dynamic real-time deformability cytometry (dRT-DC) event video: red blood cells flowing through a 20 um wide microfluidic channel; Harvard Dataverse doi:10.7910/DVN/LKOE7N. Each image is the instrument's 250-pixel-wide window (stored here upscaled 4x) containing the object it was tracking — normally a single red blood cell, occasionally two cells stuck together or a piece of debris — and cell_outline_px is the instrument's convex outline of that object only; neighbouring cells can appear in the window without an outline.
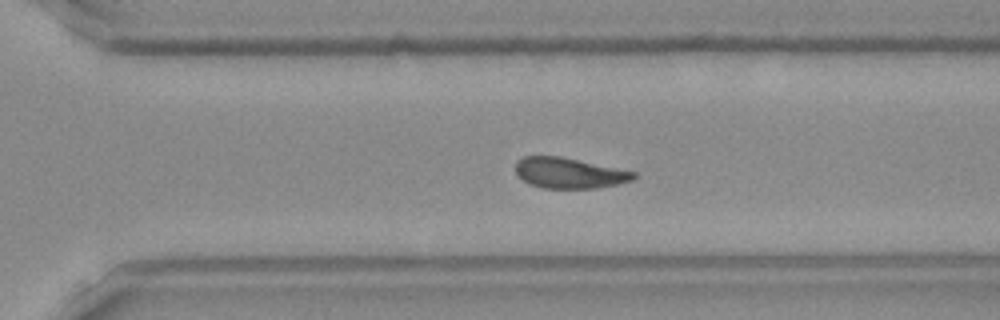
{"species": "Egyptian fruit bat (a non-hibernating species)", "species_latin": "Rousettus aegyptiacus", "temperature_condition": "room temperature", "stored_images_in_passage": 30, "camera_frame_rate_fps": 3000, "um_per_image_px": 0.085, "frame": {"image": 1, "passage_image": 22, "time_ms": 7.0, "image_size_px": [1000, 320], "cell_outline_px": [[636, 176], [632, 180], [616, 184], [596, 188], [544, 188], [528, 184], [516, 172], [516, 160], [524, 156], [560, 156], [636, 172]], "centroid_in_image_um": [48.36, 14.7], "position_along_channel_um": 322.2, "area_um2": 20.87}}